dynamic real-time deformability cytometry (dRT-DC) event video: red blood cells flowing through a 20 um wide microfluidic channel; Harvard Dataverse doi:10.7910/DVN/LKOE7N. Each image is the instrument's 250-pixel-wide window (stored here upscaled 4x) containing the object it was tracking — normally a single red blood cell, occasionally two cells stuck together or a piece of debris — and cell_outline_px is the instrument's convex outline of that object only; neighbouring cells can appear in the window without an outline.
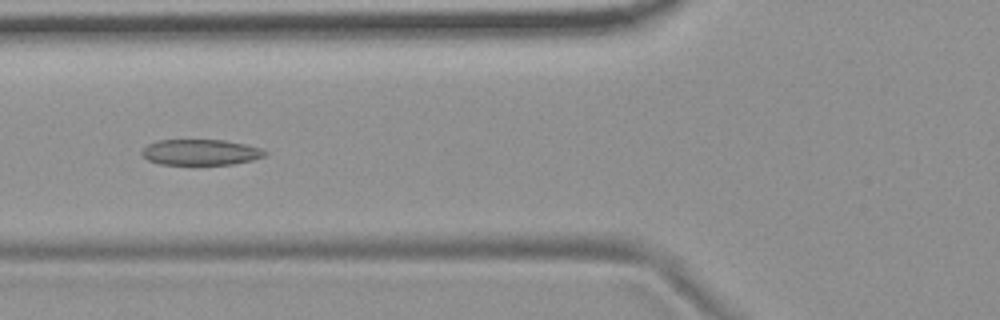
{"species": "common noctule bat (a hibernating species)", "species_latin": "Nyctalus noctula", "temperature_condition": "room temperature", "stored_images_in_passage": 55, "camera_frame_rate_fps": 3000, "um_per_image_px": 0.085, "animal": {"sex": "female", "body_mass_g": 19.9}, "frame": {"image": 1, "passage_image": 21, "time_ms": 6.667, "image_size_px": [1000, 320], "cell_outline_px": [[268, 152], [264, 156], [252, 160], [232, 164], [160, 164], [148, 160], [140, 152], [148, 144], [156, 140], [224, 140], [244, 144], [260, 148]], "centroid_in_image_um": [17.04, 12.93], "position_along_channel_um": 108.8, "area_um2": 18.32}}
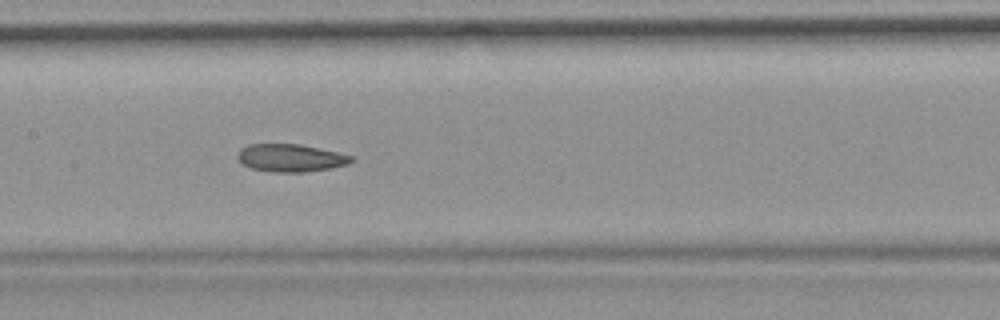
{"frame": {"image": 2, "passage_image": 27, "time_ms": 8.667, "image_size_px": [1000, 320], "cell_outline_px": [[356, 160], [348, 164], [328, 168], [304, 172], [272, 172], [252, 168], [244, 164], [236, 156], [240, 148], [248, 144], [300, 144], [340, 152], [356, 156]], "centroid_in_image_um": [24.76, 13.41], "position_along_channel_um": 182.6, "area_um2": 18.5}}
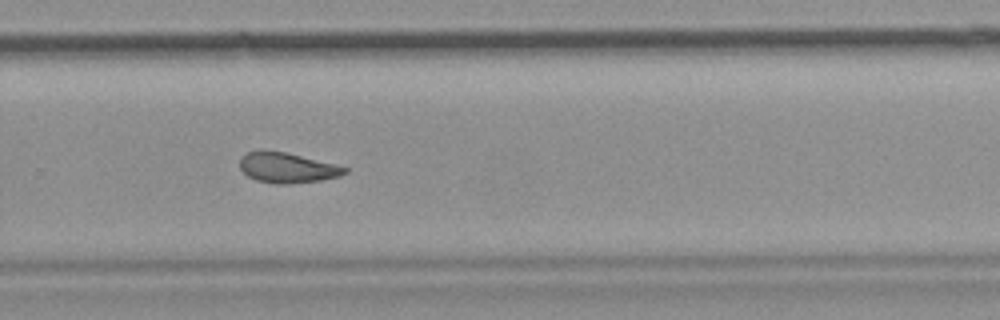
{"frame": {"image": 3, "passage_image": 37, "time_ms": 12.0, "image_size_px": [1000, 320], "cell_outline_px": [[348, 172], [340, 176], [320, 180], [288, 184], [276, 184], [256, 180], [248, 176], [240, 168], [240, 156], [248, 152], [260, 148], [284, 152], [336, 164], [348, 168]], "centroid_in_image_um": [24.38, 14.24], "position_along_channel_um": 305.4, "area_um2": 18.67}, "authors_computed_cell_mechanics": {"area_um2": 19.5364, "velocity_mm_per_s": 3.7008, "shape_relaxation_time_tau1_ms": null, "shape_relaxation_time_tau2_ms": 3.1759, "deformation_change_tau1": null, "deformation_change_tau2": 0.0885}}